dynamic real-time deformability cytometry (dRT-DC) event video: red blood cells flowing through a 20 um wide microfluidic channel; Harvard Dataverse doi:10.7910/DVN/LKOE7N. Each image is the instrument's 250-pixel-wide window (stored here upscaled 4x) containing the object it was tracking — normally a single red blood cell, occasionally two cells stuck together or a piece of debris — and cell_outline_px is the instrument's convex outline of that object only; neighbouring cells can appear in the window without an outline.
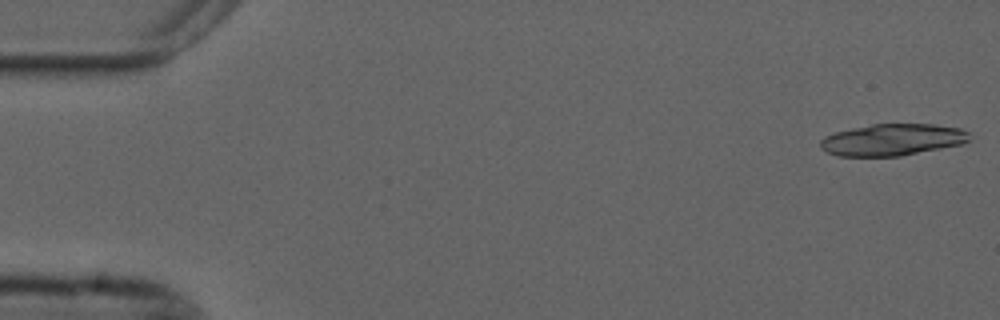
{"species": "common noctule bat (a hibernating species)", "species_latin": "Nyctalus noctula", "temperature_condition": "cold", "stored_images_in_passage": 12, "camera_frame_rate_fps": 3000, "um_per_image_px": 0.085, "animal": {"sex": "male", "forearm_length_mm": 52.5}, "frame": {"image": 1, "passage_image": 1, "time_ms": 0.0, "image_size_px": [1000, 320], "cell_outline_px": [[972, 136], [964, 144], [900, 156], [836, 156], [820, 148], [820, 140], [824, 136], [836, 132], [852, 128], [872, 124], [936, 124], [960, 128], [968, 132]], "centroid_in_image_um": [75.87, 11.88], "position_along_channel_um": 9.1, "area_um2": 27.74}}